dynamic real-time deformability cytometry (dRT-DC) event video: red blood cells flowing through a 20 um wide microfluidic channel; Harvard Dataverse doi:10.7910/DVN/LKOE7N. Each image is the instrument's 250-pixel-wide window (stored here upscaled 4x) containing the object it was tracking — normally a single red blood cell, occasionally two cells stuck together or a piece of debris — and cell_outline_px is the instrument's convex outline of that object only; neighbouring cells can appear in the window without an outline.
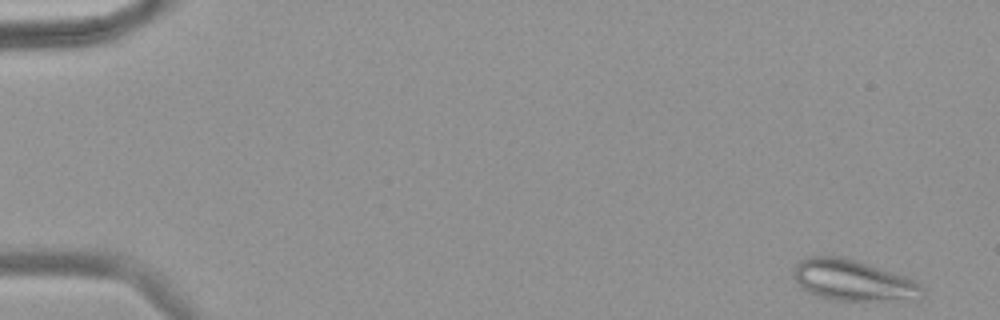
{"species": "common noctule bat (a hibernating species)", "species_latin": "Nyctalus noctula", "temperature_condition": "warm", "stored_images_in_passage": 58, "camera_frame_rate_fps": 3000, "um_per_image_px": 0.085, "animal": {"sex": "female", "body_mass_g": 18.4}, "frame": {"image": 1, "passage_image": 2, "time_ms": 0.333, "image_size_px": [1000, 320], "cell_outline_px": [[924, 292], [920, 300], [836, 300], [816, 296], [808, 292], [792, 276], [792, 272], [796, 264], [800, 260], [808, 256], [844, 256], [912, 280], [920, 284], [924, 288]], "centroid_in_image_um": [72.48, 23.84], "position_along_channel_um": 12.5, "area_um2": 30.46}}
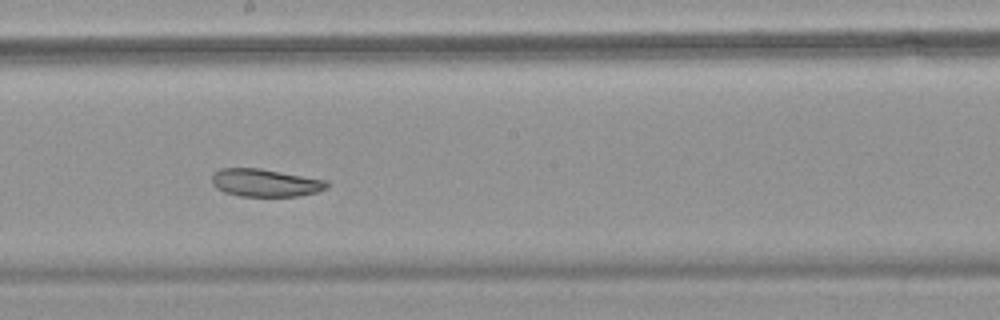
{"frame": {"image": 2, "passage_image": 33, "time_ms": 10.667, "image_size_px": [1000, 320], "cell_outline_px": [[328, 188], [316, 192], [296, 196], [240, 196], [224, 192], [216, 188], [212, 184], [212, 172], [220, 168], [260, 168], [328, 180]], "centroid_in_image_um": [22.53, 15.53], "position_along_channel_um": 225.7, "area_um2": 18.73}}
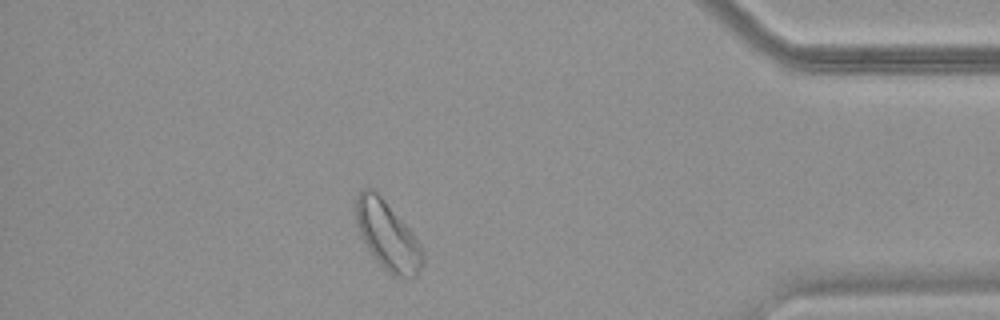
{"frame": {"image": 3, "passage_image": 51, "time_ms": 16.667, "image_size_px": [1000, 320], "cell_outline_px": [[424, 260], [416, 276], [412, 280], [404, 280], [392, 276], [376, 260], [360, 236], [356, 220], [356, 196], [364, 188], [372, 188], [384, 200], [412, 232], [420, 244]], "centroid_in_image_um": [32.95, 20.08], "position_along_channel_um": 402.3, "area_um2": 26.53}, "authors_computed_cell_mechanics": {"area_um2": 25.3164, "velocity_mm_per_s": 3.4957, "shape_relaxation_time_tau1_ms": 11.2793, "shape_relaxation_time_tau2_ms": 4.5663, "deformation_change_tau1": 0.1764, "deformation_change_tau2": 0.0952}}